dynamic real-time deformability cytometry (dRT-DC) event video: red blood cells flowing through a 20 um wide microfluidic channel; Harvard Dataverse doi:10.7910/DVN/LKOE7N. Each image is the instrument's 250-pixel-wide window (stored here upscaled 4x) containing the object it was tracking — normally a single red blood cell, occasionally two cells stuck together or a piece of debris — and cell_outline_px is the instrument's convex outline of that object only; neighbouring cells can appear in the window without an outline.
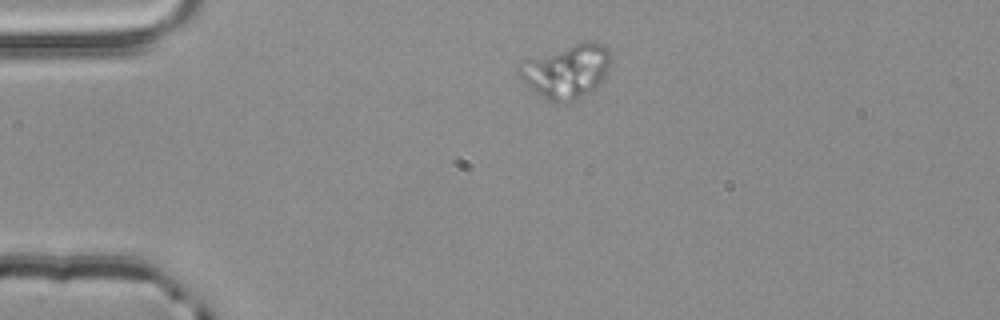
{"species": "common noctule bat (a hibernating species)", "species_latin": "Nyctalus noctula", "temperature_condition": "room temperature", "stored_images_in_passage": 2, "camera_frame_rate_fps": 3000, "um_per_image_px": 0.085, "animal": {"sex": "male", "body_mass_g": 20.4}, "frame": {"image": 1, "passage_image": 1, "time_ms": 0.0, "image_size_px": [1000, 320], "cell_outline_px": [[612, 56], [608, 68], [600, 84], [572, 104], [552, 104], [532, 88], [520, 76], [520, 72], [528, 60], [576, 44], [604, 44], [608, 48]], "centroid_in_image_um": [48.25, 6.14], "position_along_channel_um": 36.7, "area_um2": 27.63}}